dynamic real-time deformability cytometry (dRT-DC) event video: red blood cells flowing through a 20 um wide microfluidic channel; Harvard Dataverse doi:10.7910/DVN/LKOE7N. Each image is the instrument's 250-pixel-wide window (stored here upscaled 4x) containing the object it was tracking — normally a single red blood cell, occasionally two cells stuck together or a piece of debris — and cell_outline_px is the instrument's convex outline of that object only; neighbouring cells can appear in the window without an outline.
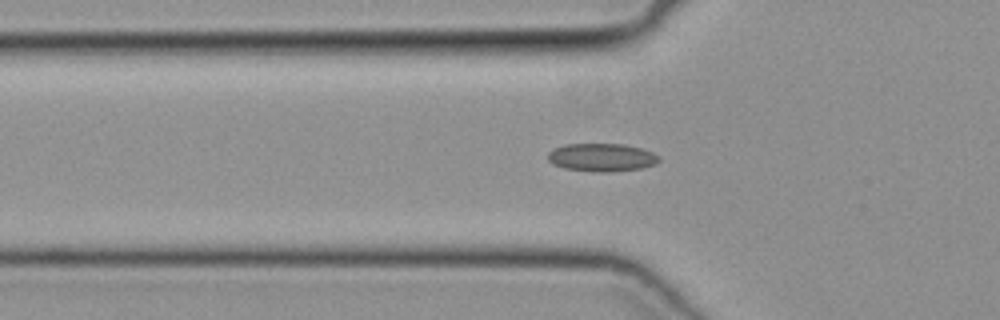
{"species": "common noctule bat (a hibernating species)", "species_latin": "Nyctalus noctula", "temperature_condition": "cold", "stored_images_in_passage": 37, "camera_frame_rate_fps": 3000, "um_per_image_px": 0.085, "animal": {"sex": "female", "body_mass_g": 19.3, "forearm_length_mm": 54.1}, "frame": {"image": 1, "passage_image": 4, "time_ms": 1.0, "image_size_px": [1000, 320], "cell_outline_px": [[660, 160], [656, 164], [640, 168], [612, 172], [592, 172], [564, 168], [552, 164], [548, 160], [548, 152], [556, 148], [568, 144], [624, 144], [640, 148], [652, 152], [660, 156]], "centroid_in_image_um": [51.16, 13.39], "position_along_channel_um": 74.6, "area_um2": 18.21}}
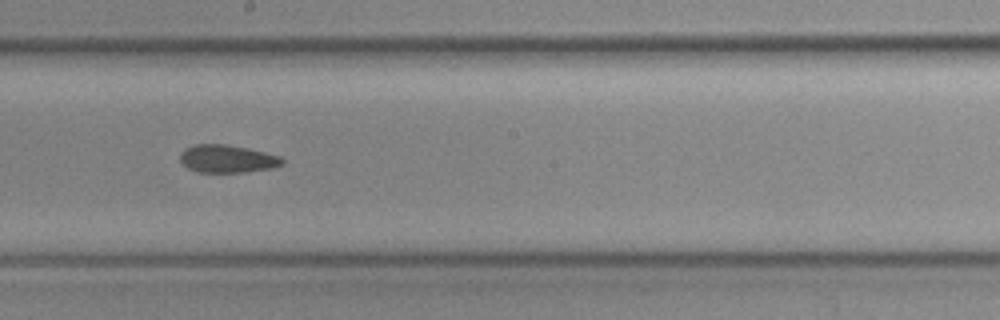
{"frame": {"image": 2, "passage_image": 15, "time_ms": 4.667, "image_size_px": [1000, 320], "cell_outline_px": [[284, 164], [272, 168], [244, 172], [196, 172], [188, 168], [180, 160], [180, 152], [184, 148], [192, 144], [228, 144], [248, 148], [280, 156], [284, 160]], "centroid_in_image_um": [19.3, 13.49], "position_along_channel_um": 228.9, "area_um2": 16.7}}
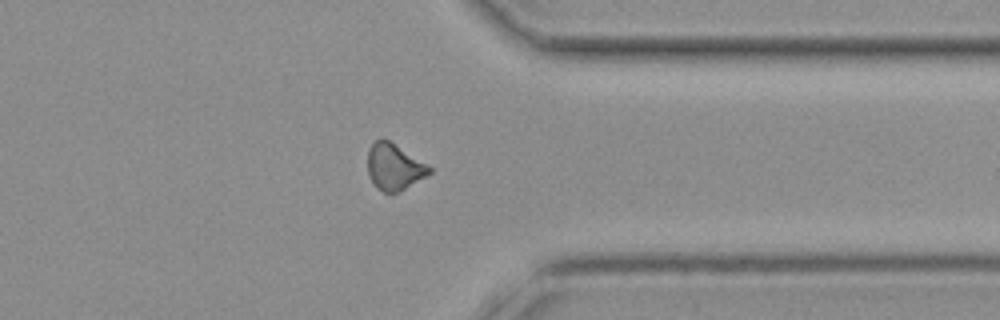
{"frame": {"image": 3, "passage_image": 26, "time_ms": 8.333, "image_size_px": [1000, 320], "cell_outline_px": [[432, 172], [404, 188], [396, 192], [384, 192], [368, 176], [368, 148], [380, 136], [388, 140], [432, 168]], "centroid_in_image_um": [33.47, 14.14], "position_along_channel_um": 377.9, "area_um2": 16.07}}